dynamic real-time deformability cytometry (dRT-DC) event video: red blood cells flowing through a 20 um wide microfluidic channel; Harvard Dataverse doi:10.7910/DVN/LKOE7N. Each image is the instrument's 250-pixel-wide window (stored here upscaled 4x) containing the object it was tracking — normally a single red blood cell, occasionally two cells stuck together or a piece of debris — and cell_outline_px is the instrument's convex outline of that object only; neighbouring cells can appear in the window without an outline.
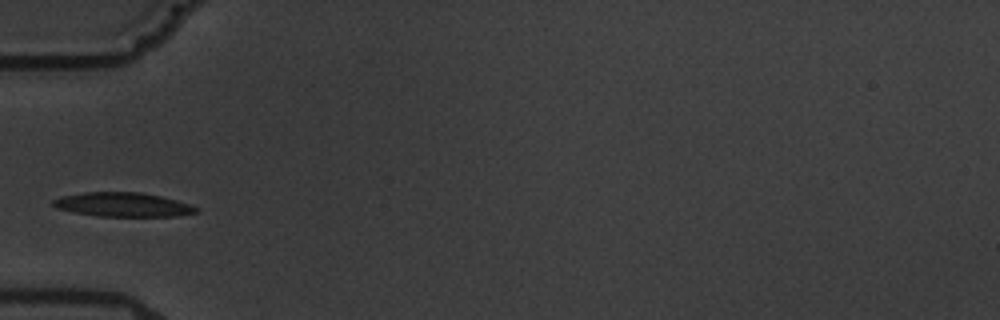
{"species": "common noctule bat (a hibernating species)", "species_latin": "Nyctalus noctula", "temperature_condition": "warm", "stored_images_in_passage": 1, "camera_frame_rate_fps": 3000, "um_per_image_px": 0.085, "animal": {"sex": "male", "body_mass_g": 19.5, "forearm_length_mm": 54.6}, "frame": {"image": 1, "passage_image": 1, "time_ms": 0.0, "image_size_px": [1000, 320], "cell_outline_px": [[200, 212], [176, 216], [100, 216], [72, 212], [56, 208], [52, 204], [52, 200], [60, 196], [84, 192], [140, 192], [160, 196], [176, 200], [200, 208]], "centroid_in_image_um": [10.44, 17.39], "position_along_channel_um": 74.6, "area_um2": 20.17}}